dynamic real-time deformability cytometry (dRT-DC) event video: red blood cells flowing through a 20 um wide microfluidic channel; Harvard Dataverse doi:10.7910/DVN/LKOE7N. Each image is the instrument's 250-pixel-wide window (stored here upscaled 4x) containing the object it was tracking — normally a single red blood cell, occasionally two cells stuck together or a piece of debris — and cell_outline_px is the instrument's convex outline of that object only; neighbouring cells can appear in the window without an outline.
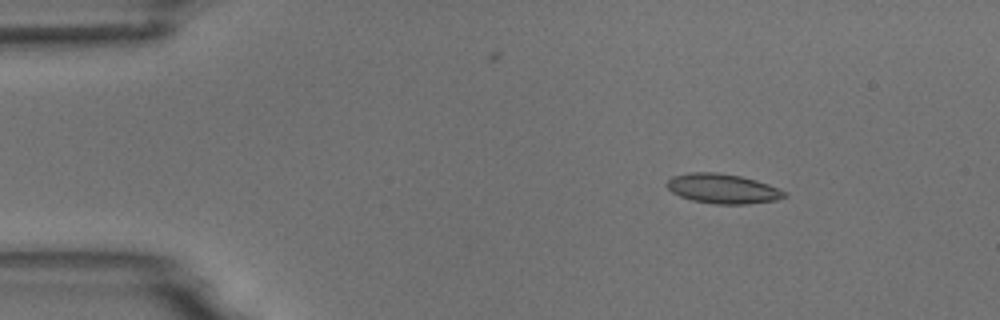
{"species": "common noctule bat (a hibernating species)", "species_latin": "Nyctalus noctula", "temperature_condition": "room temperature", "stored_images_in_passage": 6, "camera_frame_rate_fps": 3000, "um_per_image_px": 0.085, "animal": {"sex": "male", "body_mass_g": 18.8}, "frame": {"image": 1, "passage_image": 3, "time_ms": 2.333, "image_size_px": [1000, 320], "cell_outline_px": [[788, 196], [776, 200], [748, 204], [716, 204], [692, 200], [680, 196], [672, 192], [664, 184], [672, 176], [688, 172], [716, 172], [740, 176], [756, 180], [768, 184], [788, 192]], "centroid_in_image_um": [61.44, 16.03], "position_along_channel_um": 23.6, "area_um2": 20.46}}
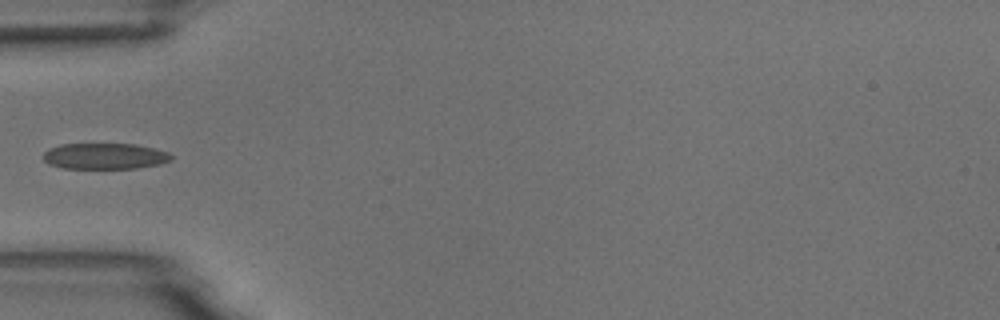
{"frame": {"image": 2, "passage_image": 6, "time_ms": 5.667, "image_size_px": [1000, 320], "cell_outline_px": [[172, 160], [160, 164], [136, 168], [64, 168], [48, 164], [44, 160], [44, 152], [48, 148], [60, 144], [136, 144], [168, 152], [172, 156]], "centroid_in_image_um": [8.89, 13.27], "position_along_channel_um": 76.1, "area_um2": 19.36}}